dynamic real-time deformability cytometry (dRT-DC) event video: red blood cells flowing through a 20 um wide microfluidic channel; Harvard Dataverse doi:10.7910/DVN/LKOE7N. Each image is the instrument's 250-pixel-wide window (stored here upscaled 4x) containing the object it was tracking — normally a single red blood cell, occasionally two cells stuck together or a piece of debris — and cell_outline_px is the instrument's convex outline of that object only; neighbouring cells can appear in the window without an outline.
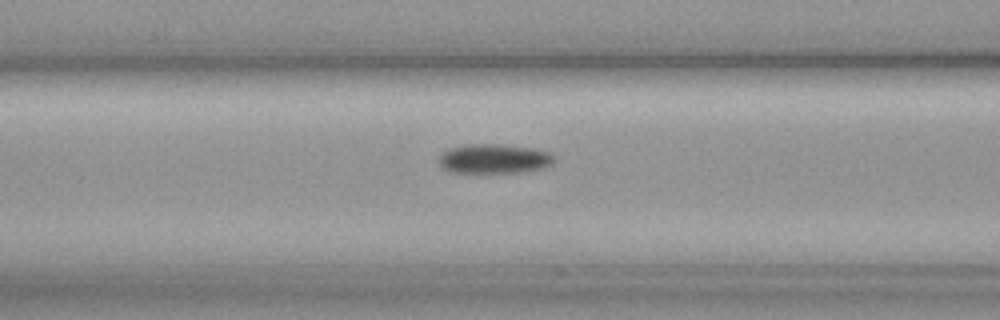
{"species": "common noctule bat (a hibernating species)", "species_latin": "Nyctalus noctula", "temperature_condition": "cold", "stored_images_in_passage": 34, "camera_frame_rate_fps": 3000, "um_per_image_px": 0.085, "animal": {"sex": "female", "body_mass_g": 19.3, "forearm_length_mm": 54.1}, "frame": {"image": 1, "passage_image": 5, "time_ms": 1.333, "image_size_px": [1000, 320], "cell_outline_px": [[552, 164], [544, 168], [524, 172], [448, 172], [440, 168], [440, 156], [448, 148], [464, 144], [500, 144], [532, 148], [548, 152], [552, 156]], "centroid_in_image_um": [41.95, 13.49], "position_along_channel_um": 124.6, "area_um2": 19.77}}
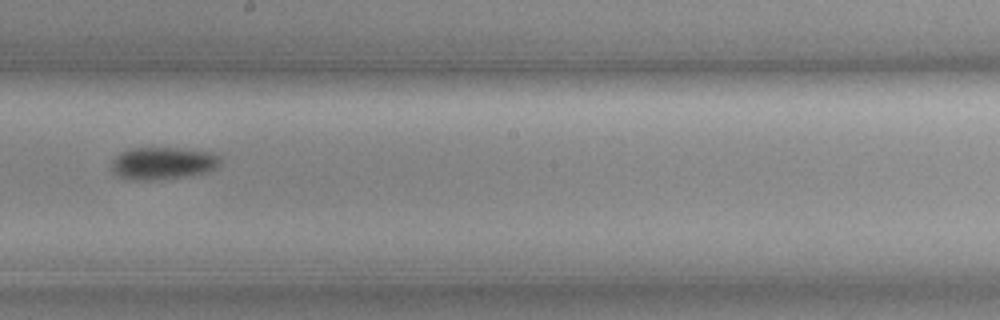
{"frame": {"image": 2, "passage_image": 14, "time_ms": 4.333, "image_size_px": [1000, 320], "cell_outline_px": [[220, 164], [216, 168], [208, 172], [152, 180], [136, 180], [116, 176], [112, 172], [112, 160], [120, 152], [128, 148], [176, 148], [216, 152], [220, 156]], "centroid_in_image_um": [13.84, 13.86], "position_along_channel_um": 234.4, "area_um2": 20.58}}
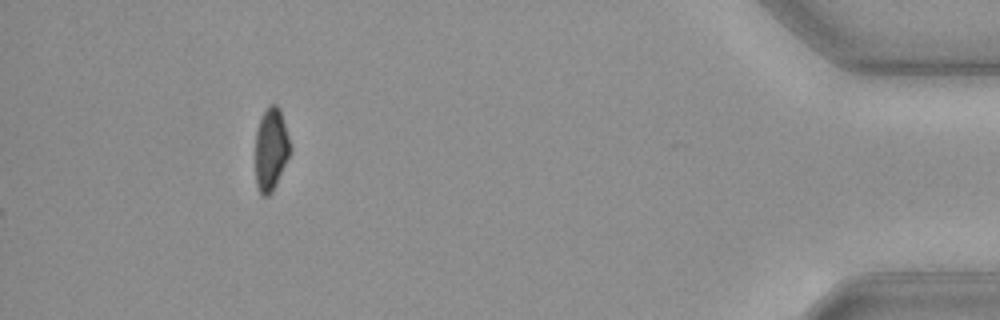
{"frame": {"image": 3, "passage_image": 34, "time_ms": 11.0, "image_size_px": [1000, 320], "cell_outline_px": [[292, 148], [276, 184], [272, 192], [268, 196], [264, 196], [260, 192], [256, 184], [256, 132], [260, 120], [268, 104], [276, 104], [280, 108]], "centroid_in_image_um": [23.04, 12.66], "position_along_channel_um": 412.2, "area_um2": 16.65}}